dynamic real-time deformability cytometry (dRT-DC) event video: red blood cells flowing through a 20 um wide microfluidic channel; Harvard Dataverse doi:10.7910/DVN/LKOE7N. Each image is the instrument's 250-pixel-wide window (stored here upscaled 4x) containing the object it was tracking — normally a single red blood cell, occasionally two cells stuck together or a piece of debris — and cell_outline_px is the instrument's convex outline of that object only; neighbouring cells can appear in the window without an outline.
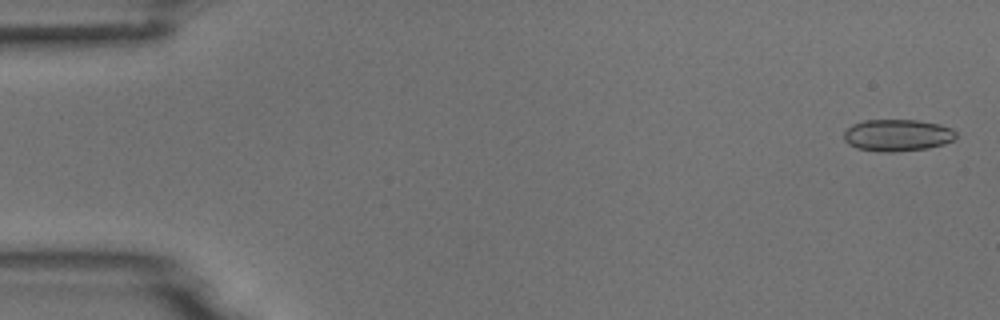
{"species": "common noctule bat (a hibernating species)", "species_latin": "Nyctalus noctula", "temperature_condition": "room temperature", "stored_images_in_passage": 5, "camera_frame_rate_fps": 3000, "um_per_image_px": 0.085, "animal": {"sex": "male", "body_mass_g": 18.8}, "frame": {"image": 1, "passage_image": 1, "time_ms": 0.0, "image_size_px": [1000, 320], "cell_outline_px": [[956, 136], [952, 140], [944, 144], [928, 148], [892, 152], [884, 152], [856, 148], [848, 144], [844, 140], [844, 132], [852, 124], [864, 120], [916, 120], [940, 124], [952, 128], [956, 132]], "centroid_in_image_um": [76.27, 11.49], "position_along_channel_um": 8.7, "area_um2": 20.87}}
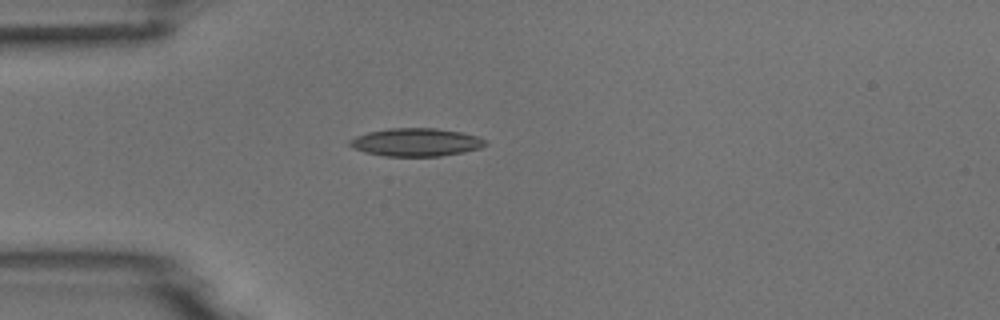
{"frame": {"image": 2, "passage_image": 5, "time_ms": 4.333, "image_size_px": [1000, 320], "cell_outline_px": [[488, 144], [480, 148], [464, 152], [440, 156], [384, 156], [364, 152], [352, 148], [348, 144], [348, 140], [356, 136], [368, 132], [388, 128], [436, 128], [460, 132], [480, 136], [488, 140]], "centroid_in_image_um": [35.38, 12.09], "position_along_channel_um": 49.6, "area_um2": 22.43}}